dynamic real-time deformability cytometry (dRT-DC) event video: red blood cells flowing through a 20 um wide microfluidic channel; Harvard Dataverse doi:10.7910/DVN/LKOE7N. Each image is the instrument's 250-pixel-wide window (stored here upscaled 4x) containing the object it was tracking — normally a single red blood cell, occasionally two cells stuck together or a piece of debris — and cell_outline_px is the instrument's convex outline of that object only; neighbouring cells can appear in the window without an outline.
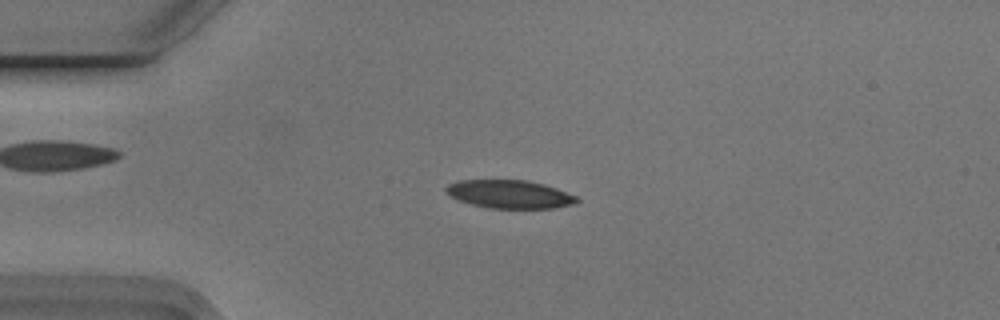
{"species": "Egyptian fruit bat (a non-hibernating species)", "species_latin": "Rousettus aegyptiacus", "temperature_condition": "cold", "stored_images_in_passage": 52, "camera_frame_rate_fps": 3000, "um_per_image_px": 0.085, "animal": {"sex": "male"}, "frame": {"image": 1, "passage_image": 13, "time_ms": 4.0, "image_size_px": [1000, 320], "cell_outline_px": [[580, 200], [576, 204], [556, 208], [488, 208], [472, 204], [460, 200], [444, 192], [444, 188], [448, 184], [460, 180], [524, 180], [544, 184], [556, 188], [576, 196]], "centroid_in_image_um": [43.34, 16.51], "position_along_channel_um": 41.7, "area_um2": 21.5}}
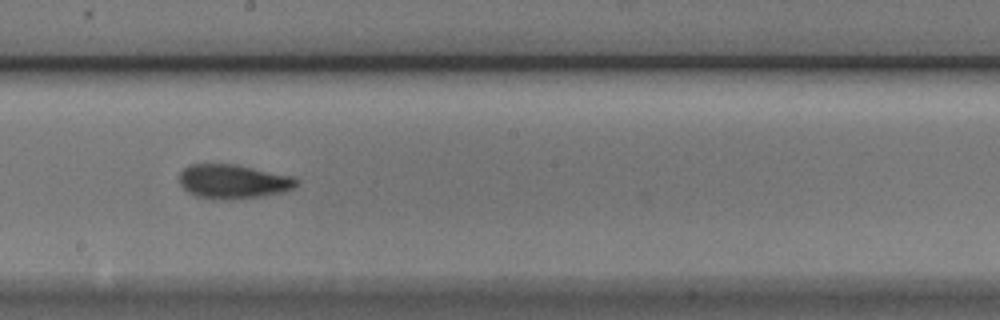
{"frame": {"image": 2, "passage_image": 30, "time_ms": 9.667, "image_size_px": [1000, 320], "cell_outline_px": [[300, 180], [296, 188], [284, 192], [264, 196], [228, 200], [212, 200], [196, 196], [188, 192], [180, 184], [180, 172], [188, 164], [236, 164], [292, 176]], "centroid_in_image_um": [19.84, 15.44], "position_along_channel_um": 228.4, "area_um2": 23.76}}
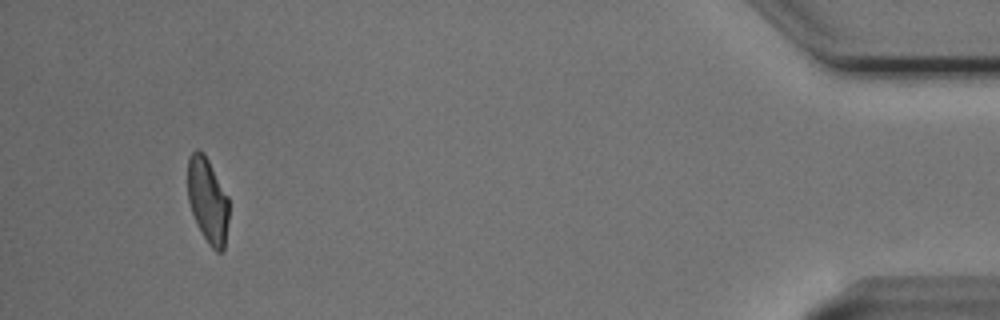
{"frame": {"image": 3, "passage_image": 51, "time_ms": 16.667, "image_size_px": [1000, 320], "cell_outline_px": [[228, 220], [224, 248], [220, 252], [216, 252], [208, 244], [192, 212], [188, 200], [188, 156], [196, 148], [204, 152], [228, 196]], "centroid_in_image_um": [17.65, 17.0], "position_along_channel_um": 417.5, "area_um2": 20.29}, "authors_computed_cell_mechanics": {"area_um2": 21.9062, "velocity_mm_per_s": 3.7503, "shape_relaxation_time_tau1_ms": 4.0454, "shape_relaxation_time_tau2_ms": 1.9293, "deformation_change_tau1": 0.1482, "deformation_change_tau2": 0.0804}}